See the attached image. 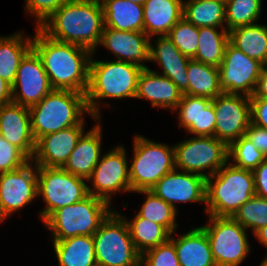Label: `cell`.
<instances>
[{"instance_id":"6da1fadb","label":"cell","mask_w":267,"mask_h":266,"mask_svg":"<svg viewBox=\"0 0 267 266\" xmlns=\"http://www.w3.org/2000/svg\"><path fill=\"white\" fill-rule=\"evenodd\" d=\"M32 48L40 56L53 89L86 93L94 52L80 45L56 41L37 27Z\"/></svg>"},{"instance_id":"7a4b0ae2","label":"cell","mask_w":267,"mask_h":266,"mask_svg":"<svg viewBox=\"0 0 267 266\" xmlns=\"http://www.w3.org/2000/svg\"><path fill=\"white\" fill-rule=\"evenodd\" d=\"M104 27L100 2L67 0L39 29L48 37L96 51Z\"/></svg>"},{"instance_id":"3957f363","label":"cell","mask_w":267,"mask_h":266,"mask_svg":"<svg viewBox=\"0 0 267 266\" xmlns=\"http://www.w3.org/2000/svg\"><path fill=\"white\" fill-rule=\"evenodd\" d=\"M143 67L123 61H94L89 68V82L85 93L89 115L100 120L99 99L135 98L138 78ZM98 103V104H97Z\"/></svg>"},{"instance_id":"277c9868","label":"cell","mask_w":267,"mask_h":266,"mask_svg":"<svg viewBox=\"0 0 267 266\" xmlns=\"http://www.w3.org/2000/svg\"><path fill=\"white\" fill-rule=\"evenodd\" d=\"M29 111L35 141L44 135L80 124L84 113H89L84 93L59 89H53Z\"/></svg>"},{"instance_id":"5b68a950","label":"cell","mask_w":267,"mask_h":266,"mask_svg":"<svg viewBox=\"0 0 267 266\" xmlns=\"http://www.w3.org/2000/svg\"><path fill=\"white\" fill-rule=\"evenodd\" d=\"M255 195L253 172L226 163L206 178L205 212L209 216L232 217Z\"/></svg>"},{"instance_id":"8992f818","label":"cell","mask_w":267,"mask_h":266,"mask_svg":"<svg viewBox=\"0 0 267 266\" xmlns=\"http://www.w3.org/2000/svg\"><path fill=\"white\" fill-rule=\"evenodd\" d=\"M110 205L89 194L79 202L54 211L44 224L52 231L54 241L75 236H93L113 211Z\"/></svg>"},{"instance_id":"52a82bcc","label":"cell","mask_w":267,"mask_h":266,"mask_svg":"<svg viewBox=\"0 0 267 266\" xmlns=\"http://www.w3.org/2000/svg\"><path fill=\"white\" fill-rule=\"evenodd\" d=\"M133 149L134 157L129 165L132 192L150 190L165 174L175 169L174 146L136 135Z\"/></svg>"},{"instance_id":"ba28073f","label":"cell","mask_w":267,"mask_h":266,"mask_svg":"<svg viewBox=\"0 0 267 266\" xmlns=\"http://www.w3.org/2000/svg\"><path fill=\"white\" fill-rule=\"evenodd\" d=\"M96 263L101 266H140L125 218L112 211L93 234Z\"/></svg>"},{"instance_id":"9c48e42d","label":"cell","mask_w":267,"mask_h":266,"mask_svg":"<svg viewBox=\"0 0 267 266\" xmlns=\"http://www.w3.org/2000/svg\"><path fill=\"white\" fill-rule=\"evenodd\" d=\"M63 168L37 167L38 196L42 195L46 206L40 212L43 222L56 210L86 198L88 184Z\"/></svg>"},{"instance_id":"30bf717a","label":"cell","mask_w":267,"mask_h":266,"mask_svg":"<svg viewBox=\"0 0 267 266\" xmlns=\"http://www.w3.org/2000/svg\"><path fill=\"white\" fill-rule=\"evenodd\" d=\"M174 158L175 169L207 178L229 162L228 145L214 136H195L174 145Z\"/></svg>"},{"instance_id":"8fae6325","label":"cell","mask_w":267,"mask_h":266,"mask_svg":"<svg viewBox=\"0 0 267 266\" xmlns=\"http://www.w3.org/2000/svg\"><path fill=\"white\" fill-rule=\"evenodd\" d=\"M209 224L201 226L208 237L217 266H239L249 255L246 229L232 217L209 216Z\"/></svg>"},{"instance_id":"7c38bea8","label":"cell","mask_w":267,"mask_h":266,"mask_svg":"<svg viewBox=\"0 0 267 266\" xmlns=\"http://www.w3.org/2000/svg\"><path fill=\"white\" fill-rule=\"evenodd\" d=\"M263 65L259 60L248 57L229 41L222 63L218 67L221 92L251 97Z\"/></svg>"},{"instance_id":"4fadbf2b","label":"cell","mask_w":267,"mask_h":266,"mask_svg":"<svg viewBox=\"0 0 267 266\" xmlns=\"http://www.w3.org/2000/svg\"><path fill=\"white\" fill-rule=\"evenodd\" d=\"M126 155L124 147L118 146L101 156L87 180L93 185L92 188L88 186L90 195L110 204L112 193L132 192L129 180L130 168H128Z\"/></svg>"},{"instance_id":"5bb4252c","label":"cell","mask_w":267,"mask_h":266,"mask_svg":"<svg viewBox=\"0 0 267 266\" xmlns=\"http://www.w3.org/2000/svg\"><path fill=\"white\" fill-rule=\"evenodd\" d=\"M52 90L42 60L32 48L18 66L12 84V102L30 108Z\"/></svg>"},{"instance_id":"9a60e30c","label":"cell","mask_w":267,"mask_h":266,"mask_svg":"<svg viewBox=\"0 0 267 266\" xmlns=\"http://www.w3.org/2000/svg\"><path fill=\"white\" fill-rule=\"evenodd\" d=\"M212 103L216 116L215 137L229 145L244 136L251 122L250 97L222 93Z\"/></svg>"},{"instance_id":"2e32d148","label":"cell","mask_w":267,"mask_h":266,"mask_svg":"<svg viewBox=\"0 0 267 266\" xmlns=\"http://www.w3.org/2000/svg\"><path fill=\"white\" fill-rule=\"evenodd\" d=\"M31 162L17 170L0 173V203L8 216L38 197L37 166Z\"/></svg>"},{"instance_id":"e0dca14e","label":"cell","mask_w":267,"mask_h":266,"mask_svg":"<svg viewBox=\"0 0 267 266\" xmlns=\"http://www.w3.org/2000/svg\"><path fill=\"white\" fill-rule=\"evenodd\" d=\"M177 169L165 174L151 189L155 195L176 209V202L206 203V177Z\"/></svg>"},{"instance_id":"ac0fdd59","label":"cell","mask_w":267,"mask_h":266,"mask_svg":"<svg viewBox=\"0 0 267 266\" xmlns=\"http://www.w3.org/2000/svg\"><path fill=\"white\" fill-rule=\"evenodd\" d=\"M84 121L85 119L78 125L39 138L32 163L37 167L62 168L84 133Z\"/></svg>"},{"instance_id":"d6986e66","label":"cell","mask_w":267,"mask_h":266,"mask_svg":"<svg viewBox=\"0 0 267 266\" xmlns=\"http://www.w3.org/2000/svg\"><path fill=\"white\" fill-rule=\"evenodd\" d=\"M99 45L111 51L116 61L130 62L147 68L143 62L150 61V38L144 31H121L103 27Z\"/></svg>"},{"instance_id":"ffe728a7","label":"cell","mask_w":267,"mask_h":266,"mask_svg":"<svg viewBox=\"0 0 267 266\" xmlns=\"http://www.w3.org/2000/svg\"><path fill=\"white\" fill-rule=\"evenodd\" d=\"M0 135L30 160L33 158L36 141L31 131L29 108L14 102L0 105Z\"/></svg>"},{"instance_id":"44dd1931","label":"cell","mask_w":267,"mask_h":266,"mask_svg":"<svg viewBox=\"0 0 267 266\" xmlns=\"http://www.w3.org/2000/svg\"><path fill=\"white\" fill-rule=\"evenodd\" d=\"M174 110H179V127L196 136H214L216 116L212 100L183 94Z\"/></svg>"},{"instance_id":"7402d4cb","label":"cell","mask_w":267,"mask_h":266,"mask_svg":"<svg viewBox=\"0 0 267 266\" xmlns=\"http://www.w3.org/2000/svg\"><path fill=\"white\" fill-rule=\"evenodd\" d=\"M150 61L157 62L183 94L189 95L187 67L191 58L183 55L168 36H159L155 46L150 41Z\"/></svg>"},{"instance_id":"603a6c76","label":"cell","mask_w":267,"mask_h":266,"mask_svg":"<svg viewBox=\"0 0 267 266\" xmlns=\"http://www.w3.org/2000/svg\"><path fill=\"white\" fill-rule=\"evenodd\" d=\"M182 96L183 93L170 78L148 67L141 71L135 98L149 100L154 108L160 106L174 111Z\"/></svg>"},{"instance_id":"cb8c5ba5","label":"cell","mask_w":267,"mask_h":266,"mask_svg":"<svg viewBox=\"0 0 267 266\" xmlns=\"http://www.w3.org/2000/svg\"><path fill=\"white\" fill-rule=\"evenodd\" d=\"M101 128L97 122L91 130L81 135L63 169L86 181L90 178L101 157Z\"/></svg>"},{"instance_id":"d4e9b609","label":"cell","mask_w":267,"mask_h":266,"mask_svg":"<svg viewBox=\"0 0 267 266\" xmlns=\"http://www.w3.org/2000/svg\"><path fill=\"white\" fill-rule=\"evenodd\" d=\"M144 32L167 36L175 24L183 18V0H146L143 4Z\"/></svg>"},{"instance_id":"484cf974","label":"cell","mask_w":267,"mask_h":266,"mask_svg":"<svg viewBox=\"0 0 267 266\" xmlns=\"http://www.w3.org/2000/svg\"><path fill=\"white\" fill-rule=\"evenodd\" d=\"M170 240L174 243L180 266H217L202 227L193 228L178 239L170 236Z\"/></svg>"},{"instance_id":"4316f807","label":"cell","mask_w":267,"mask_h":266,"mask_svg":"<svg viewBox=\"0 0 267 266\" xmlns=\"http://www.w3.org/2000/svg\"><path fill=\"white\" fill-rule=\"evenodd\" d=\"M104 26L121 31H144L143 5L127 0H104Z\"/></svg>"},{"instance_id":"83f0119b","label":"cell","mask_w":267,"mask_h":266,"mask_svg":"<svg viewBox=\"0 0 267 266\" xmlns=\"http://www.w3.org/2000/svg\"><path fill=\"white\" fill-rule=\"evenodd\" d=\"M59 266H95V244L93 236H75L53 241Z\"/></svg>"},{"instance_id":"f1b7e54d","label":"cell","mask_w":267,"mask_h":266,"mask_svg":"<svg viewBox=\"0 0 267 266\" xmlns=\"http://www.w3.org/2000/svg\"><path fill=\"white\" fill-rule=\"evenodd\" d=\"M32 40L33 37L25 38L21 32L0 37V76L11 85L21 60L32 49Z\"/></svg>"},{"instance_id":"f546056e","label":"cell","mask_w":267,"mask_h":266,"mask_svg":"<svg viewBox=\"0 0 267 266\" xmlns=\"http://www.w3.org/2000/svg\"><path fill=\"white\" fill-rule=\"evenodd\" d=\"M229 41L244 54L267 64V26L246 25L229 31Z\"/></svg>"},{"instance_id":"4dcf8cb0","label":"cell","mask_w":267,"mask_h":266,"mask_svg":"<svg viewBox=\"0 0 267 266\" xmlns=\"http://www.w3.org/2000/svg\"><path fill=\"white\" fill-rule=\"evenodd\" d=\"M225 3L219 0H187L183 2V18L196 27L226 28Z\"/></svg>"},{"instance_id":"1f68e13d","label":"cell","mask_w":267,"mask_h":266,"mask_svg":"<svg viewBox=\"0 0 267 266\" xmlns=\"http://www.w3.org/2000/svg\"><path fill=\"white\" fill-rule=\"evenodd\" d=\"M136 251L142 255L149 249L167 242L172 235L164 226L136 214L133 220L125 219Z\"/></svg>"},{"instance_id":"d6a6232c","label":"cell","mask_w":267,"mask_h":266,"mask_svg":"<svg viewBox=\"0 0 267 266\" xmlns=\"http://www.w3.org/2000/svg\"><path fill=\"white\" fill-rule=\"evenodd\" d=\"M200 27L197 52L192 58L204 64L219 67L224 58L229 42V31L226 28Z\"/></svg>"},{"instance_id":"836d02e7","label":"cell","mask_w":267,"mask_h":266,"mask_svg":"<svg viewBox=\"0 0 267 266\" xmlns=\"http://www.w3.org/2000/svg\"><path fill=\"white\" fill-rule=\"evenodd\" d=\"M189 95L213 100L222 94L219 88V68L190 59L187 67Z\"/></svg>"},{"instance_id":"e575fe53","label":"cell","mask_w":267,"mask_h":266,"mask_svg":"<svg viewBox=\"0 0 267 266\" xmlns=\"http://www.w3.org/2000/svg\"><path fill=\"white\" fill-rule=\"evenodd\" d=\"M137 192L146 195L145 202L137 214L142 218L164 226L171 234L176 232L177 209H174L150 190Z\"/></svg>"},{"instance_id":"d590c367","label":"cell","mask_w":267,"mask_h":266,"mask_svg":"<svg viewBox=\"0 0 267 266\" xmlns=\"http://www.w3.org/2000/svg\"><path fill=\"white\" fill-rule=\"evenodd\" d=\"M262 0H228L225 3L226 29L254 25L260 17Z\"/></svg>"},{"instance_id":"8d00e7d4","label":"cell","mask_w":267,"mask_h":266,"mask_svg":"<svg viewBox=\"0 0 267 266\" xmlns=\"http://www.w3.org/2000/svg\"><path fill=\"white\" fill-rule=\"evenodd\" d=\"M233 158L231 164L238 168L253 171L265 159V155L253 146V143L244 135L228 145V160ZM236 162V163H235Z\"/></svg>"},{"instance_id":"74e56055","label":"cell","mask_w":267,"mask_h":266,"mask_svg":"<svg viewBox=\"0 0 267 266\" xmlns=\"http://www.w3.org/2000/svg\"><path fill=\"white\" fill-rule=\"evenodd\" d=\"M232 218L246 230L252 229L254 234L261 227L267 226V199L253 196L235 212Z\"/></svg>"},{"instance_id":"f35d334b","label":"cell","mask_w":267,"mask_h":266,"mask_svg":"<svg viewBox=\"0 0 267 266\" xmlns=\"http://www.w3.org/2000/svg\"><path fill=\"white\" fill-rule=\"evenodd\" d=\"M167 36L183 55L191 59L195 56L199 44V28L194 24L182 18Z\"/></svg>"},{"instance_id":"ab89813d","label":"cell","mask_w":267,"mask_h":266,"mask_svg":"<svg viewBox=\"0 0 267 266\" xmlns=\"http://www.w3.org/2000/svg\"><path fill=\"white\" fill-rule=\"evenodd\" d=\"M140 266H180L174 243L169 239L144 252L141 255Z\"/></svg>"},{"instance_id":"60d3db41","label":"cell","mask_w":267,"mask_h":266,"mask_svg":"<svg viewBox=\"0 0 267 266\" xmlns=\"http://www.w3.org/2000/svg\"><path fill=\"white\" fill-rule=\"evenodd\" d=\"M30 159L15 145L0 135V173L17 170Z\"/></svg>"},{"instance_id":"b9f144b4","label":"cell","mask_w":267,"mask_h":266,"mask_svg":"<svg viewBox=\"0 0 267 266\" xmlns=\"http://www.w3.org/2000/svg\"><path fill=\"white\" fill-rule=\"evenodd\" d=\"M67 0H26L25 9L36 17L39 28Z\"/></svg>"},{"instance_id":"7bdbcfd3","label":"cell","mask_w":267,"mask_h":266,"mask_svg":"<svg viewBox=\"0 0 267 266\" xmlns=\"http://www.w3.org/2000/svg\"><path fill=\"white\" fill-rule=\"evenodd\" d=\"M251 123L267 130V98H250Z\"/></svg>"},{"instance_id":"ee69618b","label":"cell","mask_w":267,"mask_h":266,"mask_svg":"<svg viewBox=\"0 0 267 266\" xmlns=\"http://www.w3.org/2000/svg\"><path fill=\"white\" fill-rule=\"evenodd\" d=\"M245 136L253 143V146L261 151L267 158V130L250 122Z\"/></svg>"},{"instance_id":"f6af8a7d","label":"cell","mask_w":267,"mask_h":266,"mask_svg":"<svg viewBox=\"0 0 267 266\" xmlns=\"http://www.w3.org/2000/svg\"><path fill=\"white\" fill-rule=\"evenodd\" d=\"M252 172L256 195L267 199V158Z\"/></svg>"},{"instance_id":"bcb514c9","label":"cell","mask_w":267,"mask_h":266,"mask_svg":"<svg viewBox=\"0 0 267 266\" xmlns=\"http://www.w3.org/2000/svg\"><path fill=\"white\" fill-rule=\"evenodd\" d=\"M250 98H267V64L263 65L256 89Z\"/></svg>"},{"instance_id":"7dc6e473","label":"cell","mask_w":267,"mask_h":266,"mask_svg":"<svg viewBox=\"0 0 267 266\" xmlns=\"http://www.w3.org/2000/svg\"><path fill=\"white\" fill-rule=\"evenodd\" d=\"M12 102V85L0 76V105Z\"/></svg>"},{"instance_id":"c3c4849f","label":"cell","mask_w":267,"mask_h":266,"mask_svg":"<svg viewBox=\"0 0 267 266\" xmlns=\"http://www.w3.org/2000/svg\"><path fill=\"white\" fill-rule=\"evenodd\" d=\"M254 235L263 246L267 247V226L258 229Z\"/></svg>"},{"instance_id":"681fc988","label":"cell","mask_w":267,"mask_h":266,"mask_svg":"<svg viewBox=\"0 0 267 266\" xmlns=\"http://www.w3.org/2000/svg\"><path fill=\"white\" fill-rule=\"evenodd\" d=\"M8 217L7 213L4 211L2 204L0 203V223Z\"/></svg>"},{"instance_id":"f907efd6","label":"cell","mask_w":267,"mask_h":266,"mask_svg":"<svg viewBox=\"0 0 267 266\" xmlns=\"http://www.w3.org/2000/svg\"><path fill=\"white\" fill-rule=\"evenodd\" d=\"M127 1L133 2L135 4L143 5L146 0H127Z\"/></svg>"},{"instance_id":"816d5d0a","label":"cell","mask_w":267,"mask_h":266,"mask_svg":"<svg viewBox=\"0 0 267 266\" xmlns=\"http://www.w3.org/2000/svg\"><path fill=\"white\" fill-rule=\"evenodd\" d=\"M260 266H267V256L265 259L260 263Z\"/></svg>"},{"instance_id":"f5cc1de1","label":"cell","mask_w":267,"mask_h":266,"mask_svg":"<svg viewBox=\"0 0 267 266\" xmlns=\"http://www.w3.org/2000/svg\"><path fill=\"white\" fill-rule=\"evenodd\" d=\"M87 1H96L102 3L104 0H87Z\"/></svg>"},{"instance_id":"db71d44e","label":"cell","mask_w":267,"mask_h":266,"mask_svg":"<svg viewBox=\"0 0 267 266\" xmlns=\"http://www.w3.org/2000/svg\"><path fill=\"white\" fill-rule=\"evenodd\" d=\"M219 1H222V2L226 3L228 0H219Z\"/></svg>"}]
</instances>
